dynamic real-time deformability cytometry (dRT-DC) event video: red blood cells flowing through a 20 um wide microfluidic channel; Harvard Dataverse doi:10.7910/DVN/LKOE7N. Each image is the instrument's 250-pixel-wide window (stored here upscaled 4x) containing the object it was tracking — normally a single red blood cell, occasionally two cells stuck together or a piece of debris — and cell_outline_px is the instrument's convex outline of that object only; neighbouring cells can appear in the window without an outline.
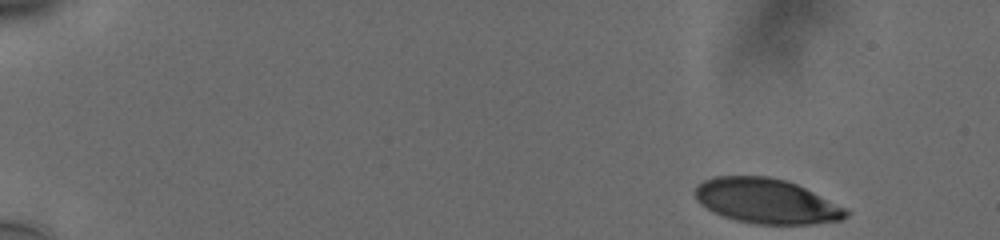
{"species": "human", "species_latin": "Homo sapiens", "temperature_condition": "cold", "stored_images_in_passage": 46, "camera_frame_rate_fps": 3000, "um_per_image_px": 0.085, "donor": {"sex": "male"}, "frame": {"image": 1, "passage_image": 1, "time_ms": 0.0, "image_size_px": [1000, 240], "cell_outline_px": [[852, 212], [848, 216], [840, 220], [812, 224], [756, 224], [736, 220], [712, 212], [700, 204], [696, 200], [696, 184], [712, 176], [768, 176], [784, 180], [796, 184], [848, 208]], "centroid_in_image_um": [65.16, 17.09], "position_along_channel_um": 19.8, "area_um2": 39.65}}
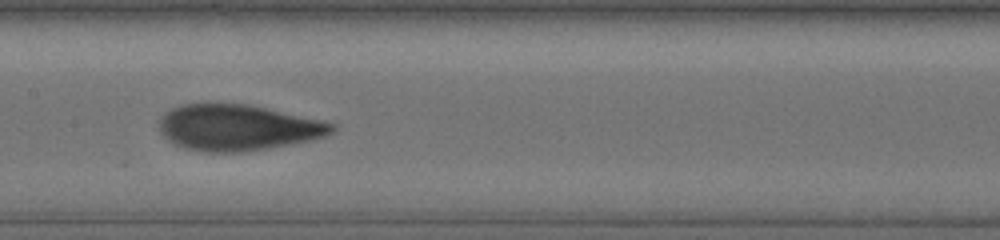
{"frame": {"image": 2, "passage_image": 26, "time_ms": 8.333, "image_size_px": [1000, 240], "cell_outline_px": [[336, 128], [332, 132], [324, 136], [312, 140], [268, 148], [240, 152], [204, 152], [184, 148], [172, 144], [160, 132], [160, 116], [164, 112], [172, 108], [184, 104], [248, 104], [324, 120], [336, 124]], "centroid_in_image_um": [20.21, 10.84], "position_along_channel_um": 187.2, "area_um2": 46.41}}
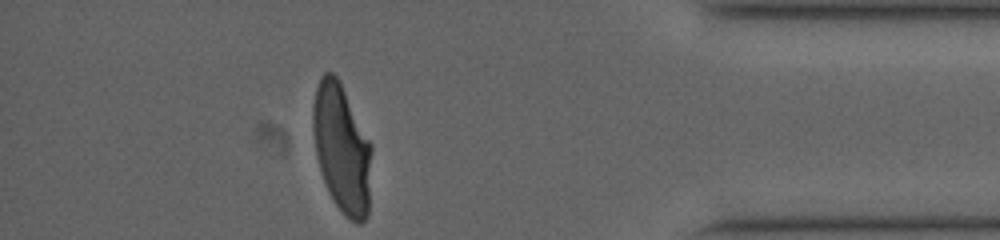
{"frame": {"image": 3, "passage_image": 46, "time_ms": 15.0, "image_size_px": [1000, 240], "cell_outline_px": [[372, 152], [368, 216], [360, 224], [356, 224], [344, 216], [332, 200], [328, 192], [316, 156], [312, 128], [312, 104], [316, 88], [320, 76], [324, 72], [332, 72], [336, 76], [372, 144]], "centroid_in_image_um": [29.05, 12.66], "position_along_channel_um": 406.2, "area_um2": 44.27}, "authors_computed_cell_mechanics": {"area_um2": 44.4482, "velocity_mm_per_s": 3.7571, "shape_relaxation_time_tau1_ms": 5.1337, "shape_relaxation_time_tau2_ms": 1.0913, "deformation_change_tau1": 0.2032, "deformation_change_tau2": 0.0723}}